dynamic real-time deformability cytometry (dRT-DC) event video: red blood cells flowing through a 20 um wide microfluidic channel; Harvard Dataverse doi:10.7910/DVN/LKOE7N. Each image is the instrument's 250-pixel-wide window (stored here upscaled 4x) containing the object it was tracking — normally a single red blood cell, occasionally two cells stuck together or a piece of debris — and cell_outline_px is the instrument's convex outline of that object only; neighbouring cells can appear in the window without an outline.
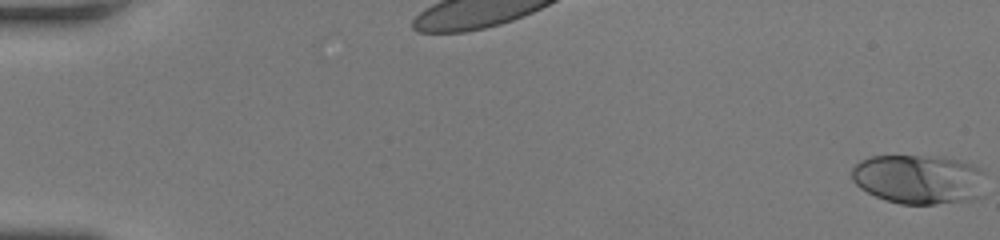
{"species": "human", "species_latin": "Homo sapiens", "temperature_condition": "room temperature", "stored_images_in_passage": 50, "camera_frame_rate_fps": 3000, "um_per_image_px": 0.085, "donor": {"sex": "female"}, "frame": {"image": 1, "passage_image": 1, "time_ms": 0.0, "image_size_px": [1000, 240], "cell_outline_px": [[984, 196], [972, 200], [936, 204], [900, 204], [884, 200], [860, 188], [852, 180], [852, 168], [860, 160], [872, 156], [944, 156], [960, 160], [972, 164], [980, 168], [984, 172]], "centroid_in_image_um": [78.15, 15.24], "position_along_channel_um": 6.9, "area_um2": 39.25}}
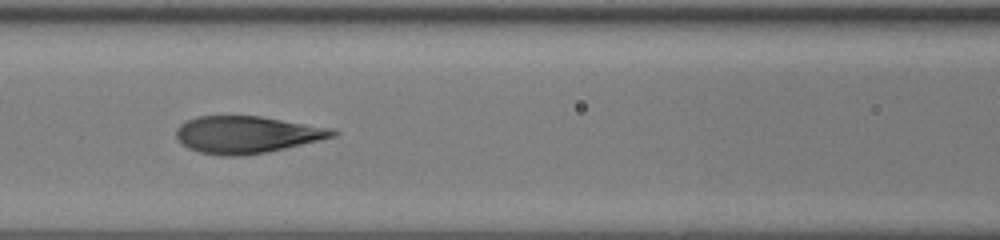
{"frame": {"image": 2, "passage_image": 24, "time_ms": 7.667, "image_size_px": [1000, 240], "cell_outline_px": [[340, 132], [336, 136], [320, 140], [268, 152], [244, 156], [220, 156], [200, 152], [188, 148], [176, 136], [176, 128], [180, 124], [196, 116], [260, 116], [336, 128]], "centroid_in_image_um": [21.03, 11.44], "position_along_channel_um": 145.6, "area_um2": 34.1}}
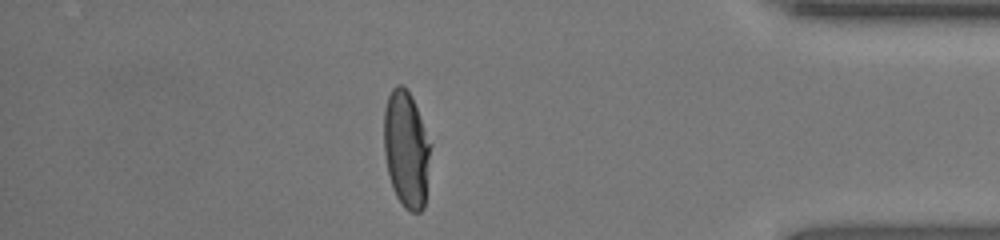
{"frame": {"image": 3, "passage_image": 44, "time_ms": 14.333, "image_size_px": [1000, 240], "cell_outline_px": [[432, 144], [424, 208], [420, 212], [412, 212], [404, 208], [396, 196], [392, 188], [388, 172], [384, 152], [384, 108], [388, 96], [392, 88], [396, 84], [400, 84], [408, 88], [412, 96]], "centroid_in_image_um": [34.55, 12.66], "position_along_channel_um": 400.7, "area_um2": 32.25}, "authors_computed_cell_mechanics": {"area_um2": 34.3043, "velocity_mm_per_s": 4.2982, "shape_relaxation_time_tau1_ms": 4.4191, "shape_relaxation_time_tau2_ms": null, "deformation_change_tau1": 0.2396, "deformation_change_tau2": null}}